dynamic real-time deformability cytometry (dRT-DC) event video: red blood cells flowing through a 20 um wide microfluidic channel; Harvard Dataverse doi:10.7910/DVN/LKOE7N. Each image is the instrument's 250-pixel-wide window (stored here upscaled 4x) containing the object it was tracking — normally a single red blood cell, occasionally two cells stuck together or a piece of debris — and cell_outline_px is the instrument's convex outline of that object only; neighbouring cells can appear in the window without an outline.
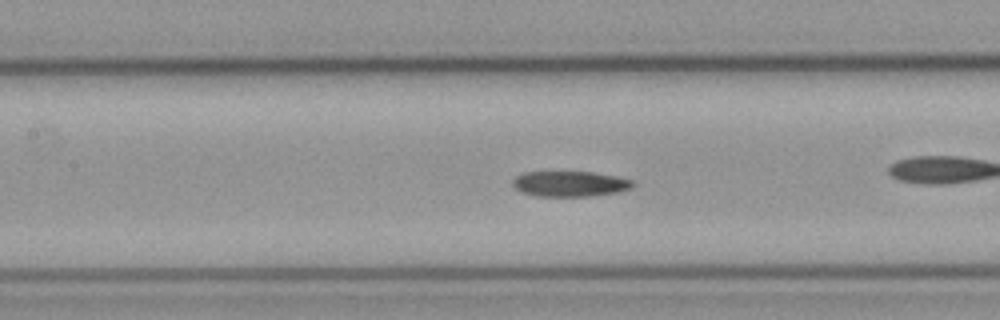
{"species": "common noctule bat (a hibernating species)", "species_latin": "Nyctalus noctula", "temperature_condition": "cold", "stored_images_in_passage": 45, "camera_frame_rate_fps": 3000, "um_per_image_px": 0.085, "animal": {"sex": "male", "body_mass_g": 23.1, "forearm_length_mm": 52.7}, "frame": {"image": 1, "passage_image": 14, "time_ms": 4.333, "image_size_px": [1000, 320], "cell_outline_px": [[636, 184], [632, 188], [620, 192], [592, 196], [536, 196], [524, 192], [516, 188], [512, 184], [512, 180], [516, 176], [524, 172], [592, 172], [616, 176], [632, 180]], "centroid_in_image_um": [48.49, 15.62], "position_along_channel_um": 158.9, "area_um2": 17.86}}
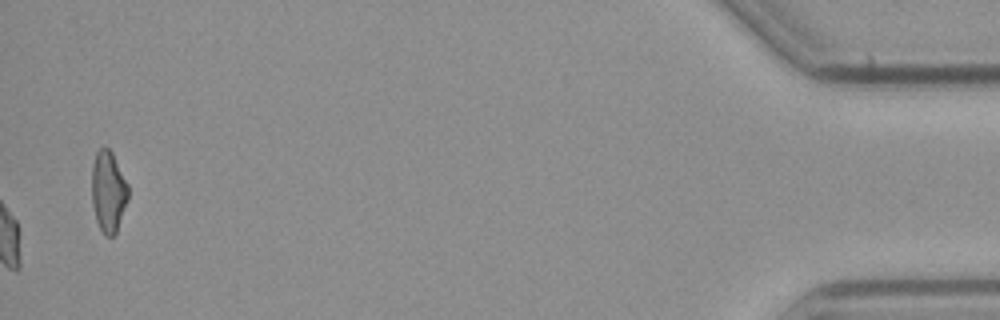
{"frame": {"image": 2, "passage_image": 45, "time_ms": 14.667, "image_size_px": [1000, 320], "cell_outline_px": [[128, 200], [116, 232], [112, 236], [104, 236], [96, 220], [92, 204], [92, 164], [96, 152], [104, 144], [112, 152], [128, 184]], "centroid_in_image_um": [9.2, 16.26], "position_along_channel_um": 426.0, "area_um2": 17.34}, "authors_computed_cell_mechanics": {"area_um2": 18.3804, "velocity_mm_per_s": 3.7536, "shape_relaxation_time_tau1_ms": 8.1722, "shape_relaxation_time_tau2_ms": 6.4944, "deformation_change_tau1": 0.1798, "deformation_change_tau2": 0.1406}}